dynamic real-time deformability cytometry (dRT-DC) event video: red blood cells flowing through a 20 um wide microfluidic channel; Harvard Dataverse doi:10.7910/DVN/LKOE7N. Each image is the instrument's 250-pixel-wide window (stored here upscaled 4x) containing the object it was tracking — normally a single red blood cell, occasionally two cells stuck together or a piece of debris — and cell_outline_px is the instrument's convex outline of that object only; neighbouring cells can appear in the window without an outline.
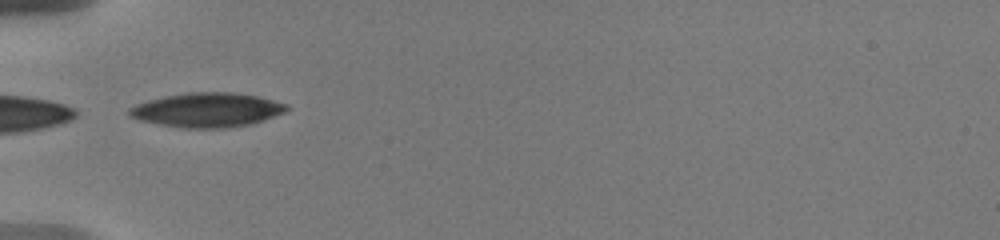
{"species": "human", "species_latin": "Homo sapiens", "temperature_condition": "warm", "stored_images_in_passage": 21, "camera_frame_rate_fps": 3000, "um_per_image_px": 0.085, "donor": {"sex": "male"}, "frame": {"image": 1, "passage_image": 1, "time_ms": 0.0, "image_size_px": [1000, 240], "cell_outline_px": [[288, 108], [284, 112], [248, 124], [224, 128], [184, 128], [160, 124], [140, 120], [128, 116], [128, 108], [136, 104], [148, 100], [164, 96], [188, 92], [236, 92], [256, 96], [288, 104]], "centroid_in_image_um": [17.55, 9.33], "position_along_channel_um": 67.5, "area_um2": 31.21}}
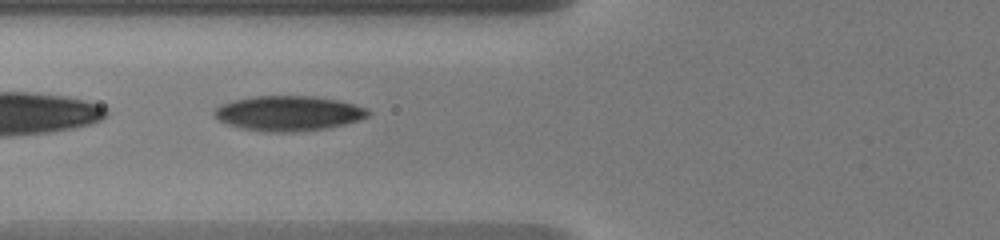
{"frame": {"image": 2, "passage_image": 8, "time_ms": 1.0, "image_size_px": [1000, 240], "cell_outline_px": [[372, 112], [368, 116], [360, 120], [328, 128], [296, 132], [264, 132], [240, 128], [228, 124], [220, 120], [212, 112], [220, 104], [232, 100], [252, 96], [312, 96], [340, 100], [368, 108]], "centroid_in_image_um": [24.54, 9.63], "position_along_channel_um": 101.3, "area_um2": 31.67}}
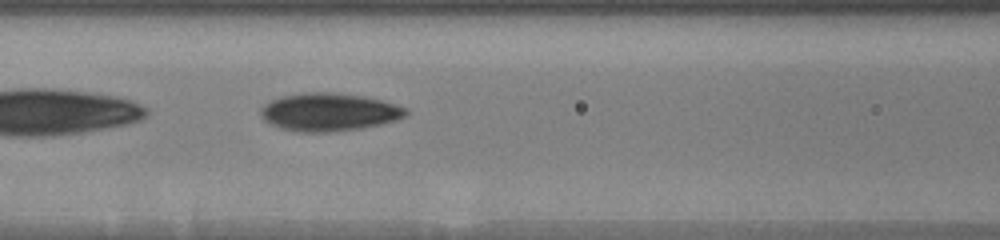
{"frame": {"image": 3, "passage_image": 16, "time_ms": 2.0, "image_size_px": [1000, 240], "cell_outline_px": [[408, 112], [404, 116], [396, 120], [380, 124], [360, 128], [324, 132], [300, 132], [284, 128], [272, 124], [264, 120], [260, 112], [260, 108], [264, 104], [280, 96], [304, 92], [332, 92], [364, 96], [380, 100], [408, 108]], "centroid_in_image_um": [27.95, 9.51], "position_along_channel_um": 138.6, "area_um2": 31.85}}